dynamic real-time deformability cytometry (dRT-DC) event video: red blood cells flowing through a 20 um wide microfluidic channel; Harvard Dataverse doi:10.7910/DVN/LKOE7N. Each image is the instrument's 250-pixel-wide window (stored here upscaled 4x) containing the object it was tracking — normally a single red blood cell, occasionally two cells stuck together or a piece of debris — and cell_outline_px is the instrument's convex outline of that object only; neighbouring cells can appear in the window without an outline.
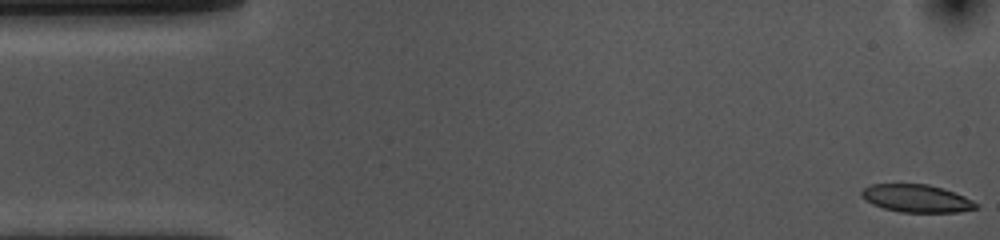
{"species": "common noctule bat (a hibernating species)", "species_latin": "Nyctalus noctula", "temperature_condition": "cold", "stored_images_in_passage": 54, "camera_frame_rate_fps": 3000, "um_per_image_px": 0.085, "animal": {"sex": "female", "body_mass_g": 10.0, "forearm_length_mm": 53.1}, "frame": {"image": 1, "passage_image": 1, "time_ms": 0.0, "image_size_px": [1000, 240], "cell_outline_px": [[980, 204], [976, 208], [960, 212], [900, 212], [884, 208], [872, 204], [864, 200], [860, 196], [860, 192], [864, 188], [872, 184], [928, 184], [964, 196]], "centroid_in_image_um": [77.88, 16.87], "position_along_channel_um": 7.1, "area_um2": 18.44}}
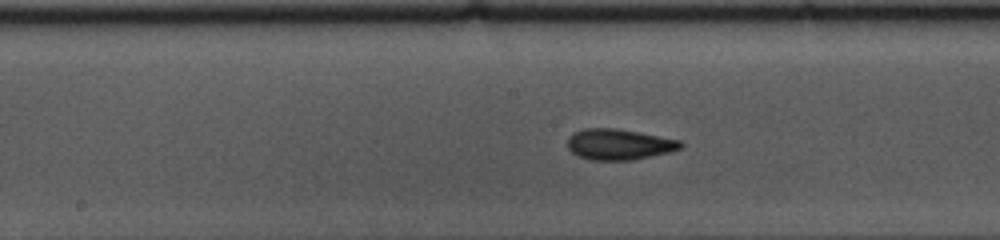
{"frame": {"image": 2, "passage_image": 26, "time_ms": 8.333, "image_size_px": [1000, 240], "cell_outline_px": [[684, 144], [680, 148], [668, 152], [632, 160], [592, 160], [576, 156], [568, 148], [568, 136], [584, 128], [616, 128], [640, 132], [680, 140]], "centroid_in_image_um": [52.59, 12.27], "position_along_channel_um": 195.6, "area_um2": 20.29}}
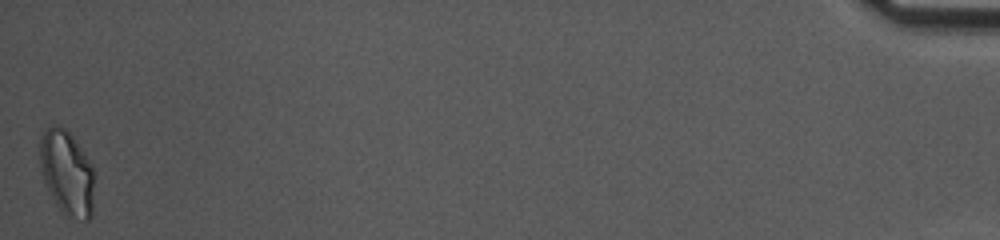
{"frame": {"image": 3, "passage_image": 54, "time_ms": 17.667, "image_size_px": [1000, 240], "cell_outline_px": [[92, 216], [88, 220], [84, 220], [64, 216], [56, 204], [44, 180], [40, 164], [40, 140], [44, 132], [52, 124], [60, 124], [72, 136], [92, 164]], "centroid_in_image_um": [5.68, 14.69], "position_along_channel_um": 429.5, "area_um2": 26.47}, "authors_computed_cell_mechanics": {"area_um2": 19.8543, "velocity_mm_per_s": 3.615, "shape_relaxation_time_tau1_ms": 3.3154, "shape_relaxation_time_tau2_ms": 1.0949, "deformation_change_tau1": 0.1381, "deformation_change_tau2": 0.0767}}